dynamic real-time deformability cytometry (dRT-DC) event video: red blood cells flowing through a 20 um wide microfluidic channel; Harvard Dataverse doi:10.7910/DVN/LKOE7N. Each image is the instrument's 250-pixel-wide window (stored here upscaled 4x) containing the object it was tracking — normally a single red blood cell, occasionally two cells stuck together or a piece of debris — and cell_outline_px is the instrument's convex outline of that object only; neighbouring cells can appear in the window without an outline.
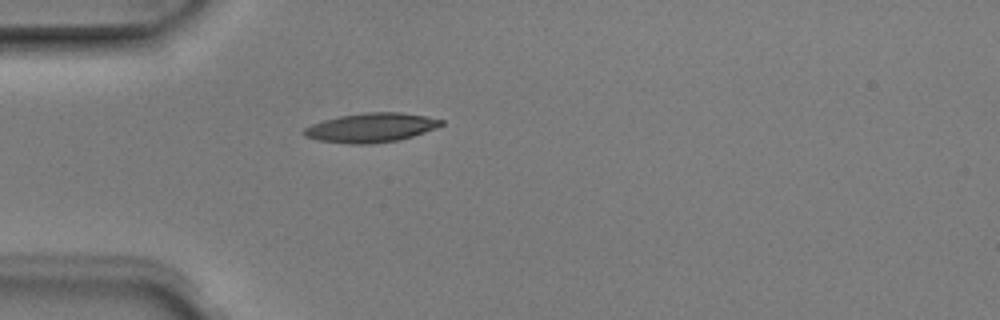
{"species": "Egyptian fruit bat (a non-hibernating species)", "species_latin": "Rousettus aegyptiacus", "temperature_condition": "room temperature", "stored_images_in_passage": 1, "camera_frame_rate_fps": 3000, "um_per_image_px": 0.085, "animal": {"sex": "male"}, "frame": {"image": 1, "passage_image": 1, "time_ms": 0.0, "image_size_px": [1000, 320], "cell_outline_px": [[444, 124], [424, 132], [400, 140], [372, 144], [348, 144], [316, 140], [304, 136], [300, 132], [304, 128], [312, 124], [324, 120], [340, 116], [364, 112], [400, 112], [424, 116], [444, 120]], "centroid_in_image_um": [31.49, 10.86], "position_along_channel_um": 53.5, "area_um2": 23.47}}